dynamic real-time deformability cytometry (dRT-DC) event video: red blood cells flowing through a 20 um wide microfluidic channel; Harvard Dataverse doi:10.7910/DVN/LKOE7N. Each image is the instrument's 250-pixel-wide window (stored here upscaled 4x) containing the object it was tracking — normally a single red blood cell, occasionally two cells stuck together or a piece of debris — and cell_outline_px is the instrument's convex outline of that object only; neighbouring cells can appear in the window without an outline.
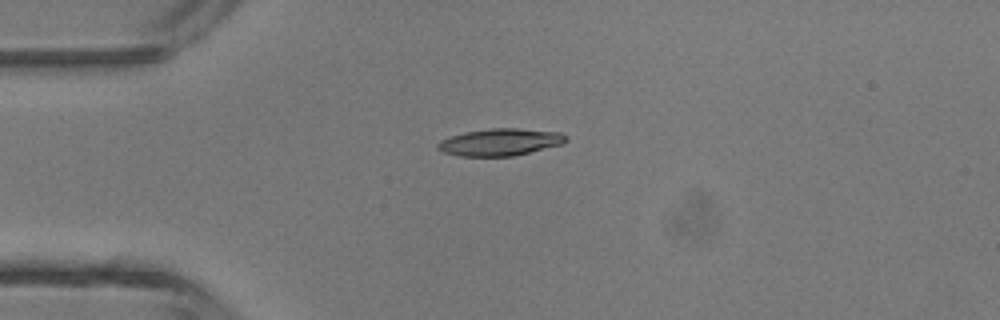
{"species": "common noctule bat (a hibernating species)", "species_latin": "Nyctalus noctula", "temperature_condition": "room temperature", "stored_images_in_passage": 35, "camera_frame_rate_fps": 3000, "um_per_image_px": 0.085, "animal": {"sex": "male", "body_mass_g": 13.3}, "frame": {"image": 1, "passage_image": 1, "time_ms": 0.0, "image_size_px": [1000, 320], "cell_outline_px": [[568, 140], [564, 144], [512, 156], [460, 156], [444, 152], [436, 148], [436, 144], [440, 140], [464, 132], [492, 128], [516, 128], [560, 132], [568, 136]], "centroid_in_image_um": [42.53, 12.07], "position_along_channel_um": 42.5, "area_um2": 20.29}}
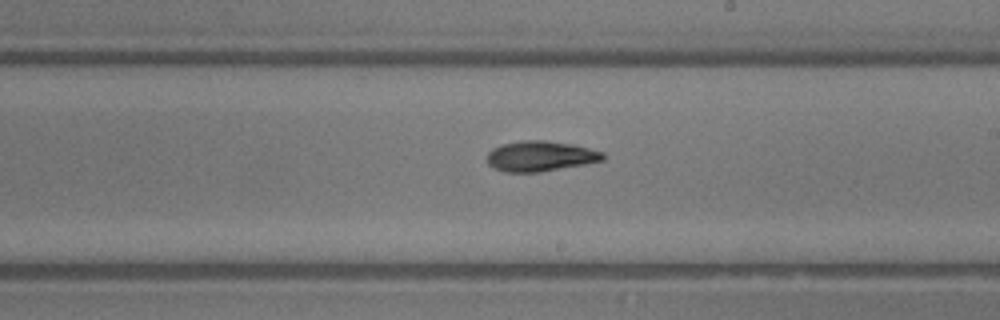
{"frame": {"image": 2, "passage_image": 16, "time_ms": 5.0, "image_size_px": [1000, 320], "cell_outline_px": [[604, 160], [584, 164], [540, 172], [504, 172], [492, 168], [488, 164], [488, 152], [492, 148], [500, 144], [524, 140], [544, 140], [572, 144], [604, 152]], "centroid_in_image_um": [45.9, 13.27], "position_along_channel_um": 243.1, "area_um2": 20.52}}
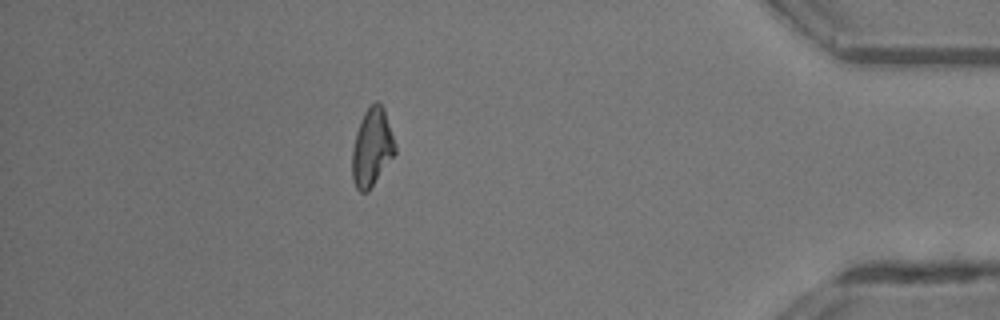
{"frame": {"image": 3, "passage_image": 30, "time_ms": 9.667, "image_size_px": [1000, 320], "cell_outline_px": [[396, 152], [368, 192], [360, 192], [356, 188], [352, 180], [352, 148], [356, 132], [360, 120], [364, 112], [376, 100], [384, 108], [396, 144]], "centroid_in_image_um": [31.61, 12.54], "position_along_channel_um": 403.6, "area_um2": 19.54}, "authors_computed_cell_mechanics": {"area_um2": 20.0566, "velocity_mm_per_s": 4.4646, "shape_relaxation_time_tau1_ms": 4.3873, "shape_relaxation_time_tau2_ms": null, "deformation_change_tau1": 0.1735, "deformation_change_tau2": null}}